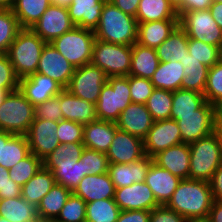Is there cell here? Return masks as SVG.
<instances>
[{
    "mask_svg": "<svg viewBox=\"0 0 222 222\" xmlns=\"http://www.w3.org/2000/svg\"><path fill=\"white\" fill-rule=\"evenodd\" d=\"M152 162L153 158L145 155L131 164L109 163L107 173L115 189L122 188L133 183L145 182L147 171Z\"/></svg>",
    "mask_w": 222,
    "mask_h": 222,
    "instance_id": "20",
    "label": "cell"
},
{
    "mask_svg": "<svg viewBox=\"0 0 222 222\" xmlns=\"http://www.w3.org/2000/svg\"><path fill=\"white\" fill-rule=\"evenodd\" d=\"M1 152H2V131L0 130V162H1Z\"/></svg>",
    "mask_w": 222,
    "mask_h": 222,
    "instance_id": "69",
    "label": "cell"
},
{
    "mask_svg": "<svg viewBox=\"0 0 222 222\" xmlns=\"http://www.w3.org/2000/svg\"><path fill=\"white\" fill-rule=\"evenodd\" d=\"M206 102L204 94L194 90L178 89L173 91L170 119L177 115L198 114V109Z\"/></svg>",
    "mask_w": 222,
    "mask_h": 222,
    "instance_id": "39",
    "label": "cell"
},
{
    "mask_svg": "<svg viewBox=\"0 0 222 222\" xmlns=\"http://www.w3.org/2000/svg\"><path fill=\"white\" fill-rule=\"evenodd\" d=\"M94 30L74 27L51 42L52 46L75 68L92 61Z\"/></svg>",
    "mask_w": 222,
    "mask_h": 222,
    "instance_id": "7",
    "label": "cell"
},
{
    "mask_svg": "<svg viewBox=\"0 0 222 222\" xmlns=\"http://www.w3.org/2000/svg\"><path fill=\"white\" fill-rule=\"evenodd\" d=\"M21 29L11 9H0V54H7L9 46Z\"/></svg>",
    "mask_w": 222,
    "mask_h": 222,
    "instance_id": "43",
    "label": "cell"
},
{
    "mask_svg": "<svg viewBox=\"0 0 222 222\" xmlns=\"http://www.w3.org/2000/svg\"><path fill=\"white\" fill-rule=\"evenodd\" d=\"M213 201L209 182L182 179L166 206L187 220H206Z\"/></svg>",
    "mask_w": 222,
    "mask_h": 222,
    "instance_id": "1",
    "label": "cell"
},
{
    "mask_svg": "<svg viewBox=\"0 0 222 222\" xmlns=\"http://www.w3.org/2000/svg\"><path fill=\"white\" fill-rule=\"evenodd\" d=\"M14 0H0V9H12Z\"/></svg>",
    "mask_w": 222,
    "mask_h": 222,
    "instance_id": "64",
    "label": "cell"
},
{
    "mask_svg": "<svg viewBox=\"0 0 222 222\" xmlns=\"http://www.w3.org/2000/svg\"><path fill=\"white\" fill-rule=\"evenodd\" d=\"M75 69L51 43H46L41 53L36 73L50 77L66 89Z\"/></svg>",
    "mask_w": 222,
    "mask_h": 222,
    "instance_id": "15",
    "label": "cell"
},
{
    "mask_svg": "<svg viewBox=\"0 0 222 222\" xmlns=\"http://www.w3.org/2000/svg\"><path fill=\"white\" fill-rule=\"evenodd\" d=\"M124 13L136 17L140 0H108Z\"/></svg>",
    "mask_w": 222,
    "mask_h": 222,
    "instance_id": "57",
    "label": "cell"
},
{
    "mask_svg": "<svg viewBox=\"0 0 222 222\" xmlns=\"http://www.w3.org/2000/svg\"><path fill=\"white\" fill-rule=\"evenodd\" d=\"M0 222H10L9 220L5 219L4 217L0 216Z\"/></svg>",
    "mask_w": 222,
    "mask_h": 222,
    "instance_id": "71",
    "label": "cell"
},
{
    "mask_svg": "<svg viewBox=\"0 0 222 222\" xmlns=\"http://www.w3.org/2000/svg\"><path fill=\"white\" fill-rule=\"evenodd\" d=\"M63 89L59 83L40 73L19 79V90L34 107L58 95Z\"/></svg>",
    "mask_w": 222,
    "mask_h": 222,
    "instance_id": "18",
    "label": "cell"
},
{
    "mask_svg": "<svg viewBox=\"0 0 222 222\" xmlns=\"http://www.w3.org/2000/svg\"><path fill=\"white\" fill-rule=\"evenodd\" d=\"M216 116H222V102L216 106Z\"/></svg>",
    "mask_w": 222,
    "mask_h": 222,
    "instance_id": "67",
    "label": "cell"
},
{
    "mask_svg": "<svg viewBox=\"0 0 222 222\" xmlns=\"http://www.w3.org/2000/svg\"><path fill=\"white\" fill-rule=\"evenodd\" d=\"M0 89H6L9 92L19 89V78L7 54H0Z\"/></svg>",
    "mask_w": 222,
    "mask_h": 222,
    "instance_id": "52",
    "label": "cell"
},
{
    "mask_svg": "<svg viewBox=\"0 0 222 222\" xmlns=\"http://www.w3.org/2000/svg\"><path fill=\"white\" fill-rule=\"evenodd\" d=\"M50 2L52 5L68 8L71 5L72 0H50Z\"/></svg>",
    "mask_w": 222,
    "mask_h": 222,
    "instance_id": "63",
    "label": "cell"
},
{
    "mask_svg": "<svg viewBox=\"0 0 222 222\" xmlns=\"http://www.w3.org/2000/svg\"><path fill=\"white\" fill-rule=\"evenodd\" d=\"M74 195L81 197L86 203L115 197V186L108 173L84 176L75 190Z\"/></svg>",
    "mask_w": 222,
    "mask_h": 222,
    "instance_id": "23",
    "label": "cell"
},
{
    "mask_svg": "<svg viewBox=\"0 0 222 222\" xmlns=\"http://www.w3.org/2000/svg\"><path fill=\"white\" fill-rule=\"evenodd\" d=\"M190 180L209 182L215 170L222 164V144L214 131L210 135L189 144Z\"/></svg>",
    "mask_w": 222,
    "mask_h": 222,
    "instance_id": "4",
    "label": "cell"
},
{
    "mask_svg": "<svg viewBox=\"0 0 222 222\" xmlns=\"http://www.w3.org/2000/svg\"><path fill=\"white\" fill-rule=\"evenodd\" d=\"M46 42L30 28H22L9 46L7 56L19 79L37 72Z\"/></svg>",
    "mask_w": 222,
    "mask_h": 222,
    "instance_id": "3",
    "label": "cell"
},
{
    "mask_svg": "<svg viewBox=\"0 0 222 222\" xmlns=\"http://www.w3.org/2000/svg\"><path fill=\"white\" fill-rule=\"evenodd\" d=\"M213 19L222 29V2L213 1L209 7Z\"/></svg>",
    "mask_w": 222,
    "mask_h": 222,
    "instance_id": "60",
    "label": "cell"
},
{
    "mask_svg": "<svg viewBox=\"0 0 222 222\" xmlns=\"http://www.w3.org/2000/svg\"><path fill=\"white\" fill-rule=\"evenodd\" d=\"M60 106L64 120L75 121L85 125L98 119L96 104L71 94L67 89H63L60 92Z\"/></svg>",
    "mask_w": 222,
    "mask_h": 222,
    "instance_id": "24",
    "label": "cell"
},
{
    "mask_svg": "<svg viewBox=\"0 0 222 222\" xmlns=\"http://www.w3.org/2000/svg\"><path fill=\"white\" fill-rule=\"evenodd\" d=\"M84 149L85 145L83 143L60 144L53 152L43 159V162H65L71 159L78 160Z\"/></svg>",
    "mask_w": 222,
    "mask_h": 222,
    "instance_id": "49",
    "label": "cell"
},
{
    "mask_svg": "<svg viewBox=\"0 0 222 222\" xmlns=\"http://www.w3.org/2000/svg\"><path fill=\"white\" fill-rule=\"evenodd\" d=\"M215 132L222 144V116H215Z\"/></svg>",
    "mask_w": 222,
    "mask_h": 222,
    "instance_id": "61",
    "label": "cell"
},
{
    "mask_svg": "<svg viewBox=\"0 0 222 222\" xmlns=\"http://www.w3.org/2000/svg\"><path fill=\"white\" fill-rule=\"evenodd\" d=\"M43 167V160L36 157L31 152L17 164L11 167L9 171V178L12 179L19 186L27 183L41 168Z\"/></svg>",
    "mask_w": 222,
    "mask_h": 222,
    "instance_id": "42",
    "label": "cell"
},
{
    "mask_svg": "<svg viewBox=\"0 0 222 222\" xmlns=\"http://www.w3.org/2000/svg\"><path fill=\"white\" fill-rule=\"evenodd\" d=\"M135 18L137 23L179 20L177 12L168 0H140Z\"/></svg>",
    "mask_w": 222,
    "mask_h": 222,
    "instance_id": "34",
    "label": "cell"
},
{
    "mask_svg": "<svg viewBox=\"0 0 222 222\" xmlns=\"http://www.w3.org/2000/svg\"><path fill=\"white\" fill-rule=\"evenodd\" d=\"M50 5V0H14L11 10L21 28H31Z\"/></svg>",
    "mask_w": 222,
    "mask_h": 222,
    "instance_id": "36",
    "label": "cell"
},
{
    "mask_svg": "<svg viewBox=\"0 0 222 222\" xmlns=\"http://www.w3.org/2000/svg\"><path fill=\"white\" fill-rule=\"evenodd\" d=\"M181 180L167 169L161 168L152 162L147 171L145 183L152 190L157 203L166 205Z\"/></svg>",
    "mask_w": 222,
    "mask_h": 222,
    "instance_id": "21",
    "label": "cell"
},
{
    "mask_svg": "<svg viewBox=\"0 0 222 222\" xmlns=\"http://www.w3.org/2000/svg\"><path fill=\"white\" fill-rule=\"evenodd\" d=\"M153 162L167 169L180 179H189L190 148L189 144L181 143L159 152L153 157Z\"/></svg>",
    "mask_w": 222,
    "mask_h": 222,
    "instance_id": "22",
    "label": "cell"
},
{
    "mask_svg": "<svg viewBox=\"0 0 222 222\" xmlns=\"http://www.w3.org/2000/svg\"><path fill=\"white\" fill-rule=\"evenodd\" d=\"M57 127L58 122L34 119L25 135L29 143L30 152L42 160L53 152L60 145L57 138Z\"/></svg>",
    "mask_w": 222,
    "mask_h": 222,
    "instance_id": "14",
    "label": "cell"
},
{
    "mask_svg": "<svg viewBox=\"0 0 222 222\" xmlns=\"http://www.w3.org/2000/svg\"><path fill=\"white\" fill-rule=\"evenodd\" d=\"M107 0H72L67 8L76 27L95 30L99 24L103 6Z\"/></svg>",
    "mask_w": 222,
    "mask_h": 222,
    "instance_id": "26",
    "label": "cell"
},
{
    "mask_svg": "<svg viewBox=\"0 0 222 222\" xmlns=\"http://www.w3.org/2000/svg\"><path fill=\"white\" fill-rule=\"evenodd\" d=\"M21 196V186L9 178V171L0 165V200Z\"/></svg>",
    "mask_w": 222,
    "mask_h": 222,
    "instance_id": "53",
    "label": "cell"
},
{
    "mask_svg": "<svg viewBox=\"0 0 222 222\" xmlns=\"http://www.w3.org/2000/svg\"><path fill=\"white\" fill-rule=\"evenodd\" d=\"M72 191L55 183L37 206L40 218L56 219Z\"/></svg>",
    "mask_w": 222,
    "mask_h": 222,
    "instance_id": "37",
    "label": "cell"
},
{
    "mask_svg": "<svg viewBox=\"0 0 222 222\" xmlns=\"http://www.w3.org/2000/svg\"><path fill=\"white\" fill-rule=\"evenodd\" d=\"M209 184L213 200L222 201V164L215 170Z\"/></svg>",
    "mask_w": 222,
    "mask_h": 222,
    "instance_id": "56",
    "label": "cell"
},
{
    "mask_svg": "<svg viewBox=\"0 0 222 222\" xmlns=\"http://www.w3.org/2000/svg\"><path fill=\"white\" fill-rule=\"evenodd\" d=\"M151 211H120L117 222H149Z\"/></svg>",
    "mask_w": 222,
    "mask_h": 222,
    "instance_id": "55",
    "label": "cell"
},
{
    "mask_svg": "<svg viewBox=\"0 0 222 222\" xmlns=\"http://www.w3.org/2000/svg\"><path fill=\"white\" fill-rule=\"evenodd\" d=\"M179 25V20H159L138 23L137 43L156 49Z\"/></svg>",
    "mask_w": 222,
    "mask_h": 222,
    "instance_id": "27",
    "label": "cell"
},
{
    "mask_svg": "<svg viewBox=\"0 0 222 222\" xmlns=\"http://www.w3.org/2000/svg\"><path fill=\"white\" fill-rule=\"evenodd\" d=\"M34 222H56V221H55V219H48V218L38 217Z\"/></svg>",
    "mask_w": 222,
    "mask_h": 222,
    "instance_id": "66",
    "label": "cell"
},
{
    "mask_svg": "<svg viewBox=\"0 0 222 222\" xmlns=\"http://www.w3.org/2000/svg\"><path fill=\"white\" fill-rule=\"evenodd\" d=\"M60 106V93L47 101L35 106V119L52 120L58 122L63 119Z\"/></svg>",
    "mask_w": 222,
    "mask_h": 222,
    "instance_id": "51",
    "label": "cell"
},
{
    "mask_svg": "<svg viewBox=\"0 0 222 222\" xmlns=\"http://www.w3.org/2000/svg\"><path fill=\"white\" fill-rule=\"evenodd\" d=\"M216 106L207 101L198 109V114L177 115L182 143L190 144L215 131Z\"/></svg>",
    "mask_w": 222,
    "mask_h": 222,
    "instance_id": "11",
    "label": "cell"
},
{
    "mask_svg": "<svg viewBox=\"0 0 222 222\" xmlns=\"http://www.w3.org/2000/svg\"><path fill=\"white\" fill-rule=\"evenodd\" d=\"M212 2L213 0H184L183 12L207 10Z\"/></svg>",
    "mask_w": 222,
    "mask_h": 222,
    "instance_id": "58",
    "label": "cell"
},
{
    "mask_svg": "<svg viewBox=\"0 0 222 222\" xmlns=\"http://www.w3.org/2000/svg\"><path fill=\"white\" fill-rule=\"evenodd\" d=\"M129 86L132 103L145 104L154 90L149 79L129 75Z\"/></svg>",
    "mask_w": 222,
    "mask_h": 222,
    "instance_id": "50",
    "label": "cell"
},
{
    "mask_svg": "<svg viewBox=\"0 0 222 222\" xmlns=\"http://www.w3.org/2000/svg\"><path fill=\"white\" fill-rule=\"evenodd\" d=\"M132 59V46L95 40L91 63L107 77L128 76Z\"/></svg>",
    "mask_w": 222,
    "mask_h": 222,
    "instance_id": "8",
    "label": "cell"
},
{
    "mask_svg": "<svg viewBox=\"0 0 222 222\" xmlns=\"http://www.w3.org/2000/svg\"><path fill=\"white\" fill-rule=\"evenodd\" d=\"M106 156L109 163L131 164L138 161L145 156L143 140L117 129Z\"/></svg>",
    "mask_w": 222,
    "mask_h": 222,
    "instance_id": "17",
    "label": "cell"
},
{
    "mask_svg": "<svg viewBox=\"0 0 222 222\" xmlns=\"http://www.w3.org/2000/svg\"><path fill=\"white\" fill-rule=\"evenodd\" d=\"M0 216L10 222H34L39 217L37 207L21 196L0 200Z\"/></svg>",
    "mask_w": 222,
    "mask_h": 222,
    "instance_id": "35",
    "label": "cell"
},
{
    "mask_svg": "<svg viewBox=\"0 0 222 222\" xmlns=\"http://www.w3.org/2000/svg\"><path fill=\"white\" fill-rule=\"evenodd\" d=\"M206 222H222V201H213Z\"/></svg>",
    "mask_w": 222,
    "mask_h": 222,
    "instance_id": "59",
    "label": "cell"
},
{
    "mask_svg": "<svg viewBox=\"0 0 222 222\" xmlns=\"http://www.w3.org/2000/svg\"><path fill=\"white\" fill-rule=\"evenodd\" d=\"M35 107L17 89L9 92L0 106V130L26 135L35 119Z\"/></svg>",
    "mask_w": 222,
    "mask_h": 222,
    "instance_id": "5",
    "label": "cell"
},
{
    "mask_svg": "<svg viewBox=\"0 0 222 222\" xmlns=\"http://www.w3.org/2000/svg\"><path fill=\"white\" fill-rule=\"evenodd\" d=\"M182 143L179 125L174 119L154 121V124L143 139L145 155L153 158L169 147Z\"/></svg>",
    "mask_w": 222,
    "mask_h": 222,
    "instance_id": "12",
    "label": "cell"
},
{
    "mask_svg": "<svg viewBox=\"0 0 222 222\" xmlns=\"http://www.w3.org/2000/svg\"><path fill=\"white\" fill-rule=\"evenodd\" d=\"M184 76V67L181 62H159L150 81L154 88L176 91L181 89Z\"/></svg>",
    "mask_w": 222,
    "mask_h": 222,
    "instance_id": "33",
    "label": "cell"
},
{
    "mask_svg": "<svg viewBox=\"0 0 222 222\" xmlns=\"http://www.w3.org/2000/svg\"><path fill=\"white\" fill-rule=\"evenodd\" d=\"M43 167L53 173L56 183L72 192L78 186L80 180L86 176L81 159H71L65 162H43Z\"/></svg>",
    "mask_w": 222,
    "mask_h": 222,
    "instance_id": "28",
    "label": "cell"
},
{
    "mask_svg": "<svg viewBox=\"0 0 222 222\" xmlns=\"http://www.w3.org/2000/svg\"><path fill=\"white\" fill-rule=\"evenodd\" d=\"M107 81V75L89 63L75 69L66 89L83 100L97 104L101 89Z\"/></svg>",
    "mask_w": 222,
    "mask_h": 222,
    "instance_id": "10",
    "label": "cell"
},
{
    "mask_svg": "<svg viewBox=\"0 0 222 222\" xmlns=\"http://www.w3.org/2000/svg\"><path fill=\"white\" fill-rule=\"evenodd\" d=\"M179 26L188 38L200 40L219 47L222 42V29L212 17L209 9L181 12L178 14Z\"/></svg>",
    "mask_w": 222,
    "mask_h": 222,
    "instance_id": "9",
    "label": "cell"
},
{
    "mask_svg": "<svg viewBox=\"0 0 222 222\" xmlns=\"http://www.w3.org/2000/svg\"><path fill=\"white\" fill-rule=\"evenodd\" d=\"M169 4L175 9L177 14L183 12L184 0H168Z\"/></svg>",
    "mask_w": 222,
    "mask_h": 222,
    "instance_id": "62",
    "label": "cell"
},
{
    "mask_svg": "<svg viewBox=\"0 0 222 222\" xmlns=\"http://www.w3.org/2000/svg\"><path fill=\"white\" fill-rule=\"evenodd\" d=\"M55 183L53 173L42 167L21 187V197L37 207L41 199L50 191Z\"/></svg>",
    "mask_w": 222,
    "mask_h": 222,
    "instance_id": "32",
    "label": "cell"
},
{
    "mask_svg": "<svg viewBox=\"0 0 222 222\" xmlns=\"http://www.w3.org/2000/svg\"><path fill=\"white\" fill-rule=\"evenodd\" d=\"M85 175H100L108 172L109 161L106 153L85 148L80 157Z\"/></svg>",
    "mask_w": 222,
    "mask_h": 222,
    "instance_id": "47",
    "label": "cell"
},
{
    "mask_svg": "<svg viewBox=\"0 0 222 222\" xmlns=\"http://www.w3.org/2000/svg\"><path fill=\"white\" fill-rule=\"evenodd\" d=\"M74 27L67 8L51 4L30 29L46 43H51Z\"/></svg>",
    "mask_w": 222,
    "mask_h": 222,
    "instance_id": "13",
    "label": "cell"
},
{
    "mask_svg": "<svg viewBox=\"0 0 222 222\" xmlns=\"http://www.w3.org/2000/svg\"><path fill=\"white\" fill-rule=\"evenodd\" d=\"M219 62L222 63V42H221V44L219 46Z\"/></svg>",
    "mask_w": 222,
    "mask_h": 222,
    "instance_id": "68",
    "label": "cell"
},
{
    "mask_svg": "<svg viewBox=\"0 0 222 222\" xmlns=\"http://www.w3.org/2000/svg\"><path fill=\"white\" fill-rule=\"evenodd\" d=\"M115 202L121 211L145 210L151 211L159 206L152 190L145 182L115 189Z\"/></svg>",
    "mask_w": 222,
    "mask_h": 222,
    "instance_id": "16",
    "label": "cell"
},
{
    "mask_svg": "<svg viewBox=\"0 0 222 222\" xmlns=\"http://www.w3.org/2000/svg\"><path fill=\"white\" fill-rule=\"evenodd\" d=\"M56 222H85L86 202L73 193L65 202L60 214L55 219Z\"/></svg>",
    "mask_w": 222,
    "mask_h": 222,
    "instance_id": "46",
    "label": "cell"
},
{
    "mask_svg": "<svg viewBox=\"0 0 222 222\" xmlns=\"http://www.w3.org/2000/svg\"><path fill=\"white\" fill-rule=\"evenodd\" d=\"M156 49L137 42L132 45V59L129 75L151 79L159 65Z\"/></svg>",
    "mask_w": 222,
    "mask_h": 222,
    "instance_id": "30",
    "label": "cell"
},
{
    "mask_svg": "<svg viewBox=\"0 0 222 222\" xmlns=\"http://www.w3.org/2000/svg\"><path fill=\"white\" fill-rule=\"evenodd\" d=\"M117 129L115 122L96 119L84 125L82 143L87 149L106 153Z\"/></svg>",
    "mask_w": 222,
    "mask_h": 222,
    "instance_id": "25",
    "label": "cell"
},
{
    "mask_svg": "<svg viewBox=\"0 0 222 222\" xmlns=\"http://www.w3.org/2000/svg\"><path fill=\"white\" fill-rule=\"evenodd\" d=\"M9 93L8 90L6 89H0V106L4 100V98L6 97V95Z\"/></svg>",
    "mask_w": 222,
    "mask_h": 222,
    "instance_id": "65",
    "label": "cell"
},
{
    "mask_svg": "<svg viewBox=\"0 0 222 222\" xmlns=\"http://www.w3.org/2000/svg\"><path fill=\"white\" fill-rule=\"evenodd\" d=\"M205 100L217 106L222 102V63L218 62L209 68L204 90Z\"/></svg>",
    "mask_w": 222,
    "mask_h": 222,
    "instance_id": "45",
    "label": "cell"
},
{
    "mask_svg": "<svg viewBox=\"0 0 222 222\" xmlns=\"http://www.w3.org/2000/svg\"><path fill=\"white\" fill-rule=\"evenodd\" d=\"M57 138L60 144L66 143H82L84 125L70 120L58 121Z\"/></svg>",
    "mask_w": 222,
    "mask_h": 222,
    "instance_id": "48",
    "label": "cell"
},
{
    "mask_svg": "<svg viewBox=\"0 0 222 222\" xmlns=\"http://www.w3.org/2000/svg\"><path fill=\"white\" fill-rule=\"evenodd\" d=\"M130 96L129 75L108 77L96 104L97 118L116 122L121 112L132 103Z\"/></svg>",
    "mask_w": 222,
    "mask_h": 222,
    "instance_id": "6",
    "label": "cell"
},
{
    "mask_svg": "<svg viewBox=\"0 0 222 222\" xmlns=\"http://www.w3.org/2000/svg\"><path fill=\"white\" fill-rule=\"evenodd\" d=\"M115 123L118 129L143 140L154 124V119L145 104L130 103Z\"/></svg>",
    "mask_w": 222,
    "mask_h": 222,
    "instance_id": "19",
    "label": "cell"
},
{
    "mask_svg": "<svg viewBox=\"0 0 222 222\" xmlns=\"http://www.w3.org/2000/svg\"><path fill=\"white\" fill-rule=\"evenodd\" d=\"M186 220L166 205H159L151 210L149 222H185Z\"/></svg>",
    "mask_w": 222,
    "mask_h": 222,
    "instance_id": "54",
    "label": "cell"
},
{
    "mask_svg": "<svg viewBox=\"0 0 222 222\" xmlns=\"http://www.w3.org/2000/svg\"><path fill=\"white\" fill-rule=\"evenodd\" d=\"M29 153V143L25 135H14L2 131L1 166L10 170Z\"/></svg>",
    "mask_w": 222,
    "mask_h": 222,
    "instance_id": "31",
    "label": "cell"
},
{
    "mask_svg": "<svg viewBox=\"0 0 222 222\" xmlns=\"http://www.w3.org/2000/svg\"><path fill=\"white\" fill-rule=\"evenodd\" d=\"M181 64L184 67L185 73L181 89L194 90L203 94L207 83L209 67L192 58L189 53Z\"/></svg>",
    "mask_w": 222,
    "mask_h": 222,
    "instance_id": "38",
    "label": "cell"
},
{
    "mask_svg": "<svg viewBox=\"0 0 222 222\" xmlns=\"http://www.w3.org/2000/svg\"><path fill=\"white\" fill-rule=\"evenodd\" d=\"M120 208L114 198L86 203L85 222H117Z\"/></svg>",
    "mask_w": 222,
    "mask_h": 222,
    "instance_id": "40",
    "label": "cell"
},
{
    "mask_svg": "<svg viewBox=\"0 0 222 222\" xmlns=\"http://www.w3.org/2000/svg\"><path fill=\"white\" fill-rule=\"evenodd\" d=\"M185 222H206V220H186Z\"/></svg>",
    "mask_w": 222,
    "mask_h": 222,
    "instance_id": "70",
    "label": "cell"
},
{
    "mask_svg": "<svg viewBox=\"0 0 222 222\" xmlns=\"http://www.w3.org/2000/svg\"><path fill=\"white\" fill-rule=\"evenodd\" d=\"M173 91L154 88L145 103L154 121L170 119Z\"/></svg>",
    "mask_w": 222,
    "mask_h": 222,
    "instance_id": "41",
    "label": "cell"
},
{
    "mask_svg": "<svg viewBox=\"0 0 222 222\" xmlns=\"http://www.w3.org/2000/svg\"><path fill=\"white\" fill-rule=\"evenodd\" d=\"M188 36L178 25L169 37L156 48L160 62H183L188 54Z\"/></svg>",
    "mask_w": 222,
    "mask_h": 222,
    "instance_id": "29",
    "label": "cell"
},
{
    "mask_svg": "<svg viewBox=\"0 0 222 222\" xmlns=\"http://www.w3.org/2000/svg\"><path fill=\"white\" fill-rule=\"evenodd\" d=\"M188 53L207 67H212L219 62V47L206 44L200 40H188Z\"/></svg>",
    "mask_w": 222,
    "mask_h": 222,
    "instance_id": "44",
    "label": "cell"
},
{
    "mask_svg": "<svg viewBox=\"0 0 222 222\" xmlns=\"http://www.w3.org/2000/svg\"><path fill=\"white\" fill-rule=\"evenodd\" d=\"M138 23L135 17L124 13L106 1L94 30L96 40L132 46L137 42Z\"/></svg>",
    "mask_w": 222,
    "mask_h": 222,
    "instance_id": "2",
    "label": "cell"
}]
</instances>
